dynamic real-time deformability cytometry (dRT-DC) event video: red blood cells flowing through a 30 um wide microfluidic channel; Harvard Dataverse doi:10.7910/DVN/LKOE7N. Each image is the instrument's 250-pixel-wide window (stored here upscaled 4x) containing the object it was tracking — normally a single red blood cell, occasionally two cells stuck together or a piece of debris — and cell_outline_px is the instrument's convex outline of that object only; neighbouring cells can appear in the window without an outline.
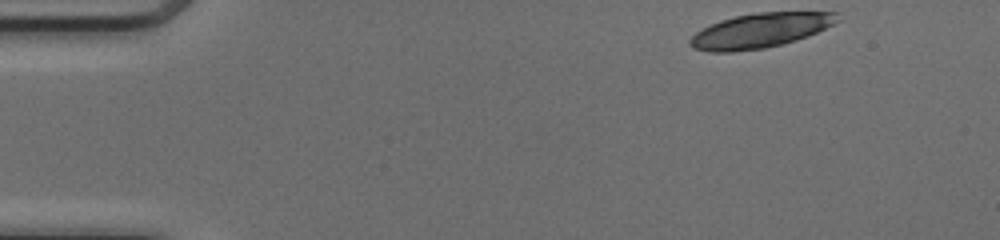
{"species": "common noctule bat (a hibernating species)", "species_latin": "Nyctalus noctula", "temperature_condition": "cold", "stored_images_in_passage": 15, "camera_frame_rate_fps": 3000, "um_per_image_px": 0.085, "animal": {"sex": "female", "body_mass_g": 17.0, "forearm_length_mm": 48.0}, "frame": {"image": 1, "passage_image": 1, "time_ms": 0.0, "image_size_px": [1000, 240], "cell_outline_px": [[840, 20], [808, 36], [796, 40], [764, 48], [732, 52], [708, 52], [692, 48], [688, 44], [688, 40], [696, 32], [720, 20], [736, 16], [760, 12], [836, 12]], "centroid_in_image_um": [64.58, 2.6], "position_along_channel_um": 20.4, "area_um2": 29.48}}